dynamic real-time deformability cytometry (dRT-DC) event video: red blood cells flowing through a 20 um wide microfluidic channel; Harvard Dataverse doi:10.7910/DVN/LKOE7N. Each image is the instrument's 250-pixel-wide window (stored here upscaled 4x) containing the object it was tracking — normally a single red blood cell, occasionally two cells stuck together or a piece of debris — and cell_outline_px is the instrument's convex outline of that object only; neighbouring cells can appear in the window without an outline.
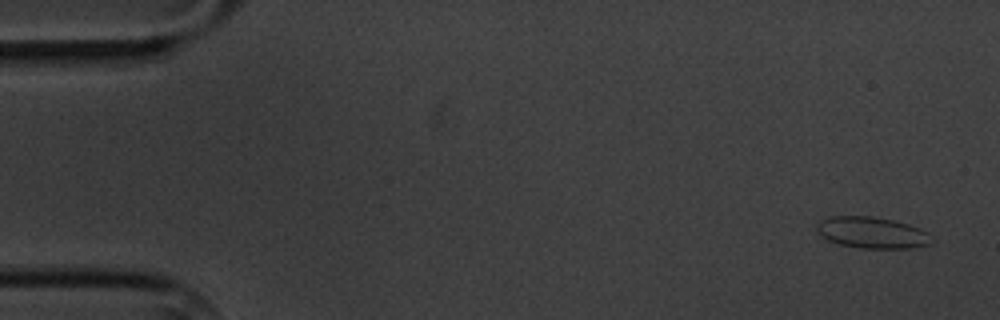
{"species": "common noctule bat (a hibernating species)", "species_latin": "Nyctalus noctula", "temperature_condition": "cold", "stored_images_in_passage": 5, "camera_frame_rate_fps": 3000, "um_per_image_px": 0.085, "animal": {"sex": "male", "body_mass_g": 20.1, "forearm_length_mm": 53.5}, "frame": {"image": 1, "passage_image": 5, "time_ms": 5.667, "image_size_px": [1000, 320], "cell_outline_px": [[928, 244], [912, 248], [860, 248], [840, 244], [828, 240], [816, 232], [816, 224], [820, 220], [832, 216], [872, 216], [892, 220], [908, 224], [920, 228], [928, 232]], "centroid_in_image_um": [74.05, 19.76], "position_along_channel_um": 10.9, "area_um2": 20.81}}